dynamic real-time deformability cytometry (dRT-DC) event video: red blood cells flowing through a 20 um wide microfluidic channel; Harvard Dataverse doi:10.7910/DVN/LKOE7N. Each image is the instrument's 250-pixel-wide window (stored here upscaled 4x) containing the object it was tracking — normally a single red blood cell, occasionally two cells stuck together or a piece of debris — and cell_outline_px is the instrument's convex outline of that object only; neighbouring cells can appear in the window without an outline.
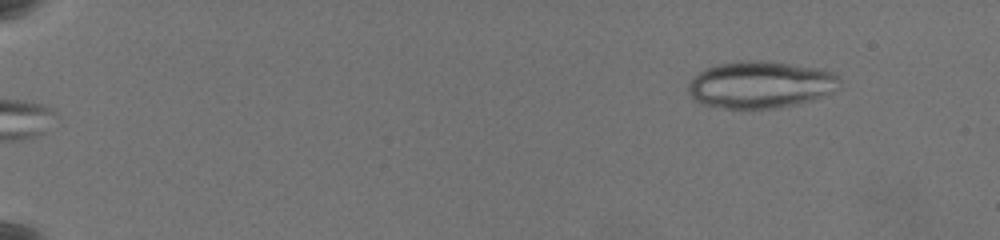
{"species": "common noctule bat (a hibernating species)", "species_latin": "Nyctalus noctula", "temperature_condition": "warm", "stored_images_in_passage": 55, "camera_frame_rate_fps": 3000, "um_per_image_px": 0.085, "animal": {"sex": "female", "body_mass_g": 19.5, "forearm_length_mm": 54.1}, "frame": {"image": 1, "passage_image": 1, "time_ms": 0.0, "image_size_px": [1000, 240], "cell_outline_px": [[840, 80], [832, 92], [812, 100], [796, 104], [776, 108], [728, 108], [704, 104], [696, 100], [688, 92], [688, 84], [704, 68], [716, 64], [740, 60], [760, 60], [816, 68], [832, 72]], "centroid_in_image_um": [64.61, 7.19], "position_along_channel_um": 20.4, "area_um2": 40.92}}